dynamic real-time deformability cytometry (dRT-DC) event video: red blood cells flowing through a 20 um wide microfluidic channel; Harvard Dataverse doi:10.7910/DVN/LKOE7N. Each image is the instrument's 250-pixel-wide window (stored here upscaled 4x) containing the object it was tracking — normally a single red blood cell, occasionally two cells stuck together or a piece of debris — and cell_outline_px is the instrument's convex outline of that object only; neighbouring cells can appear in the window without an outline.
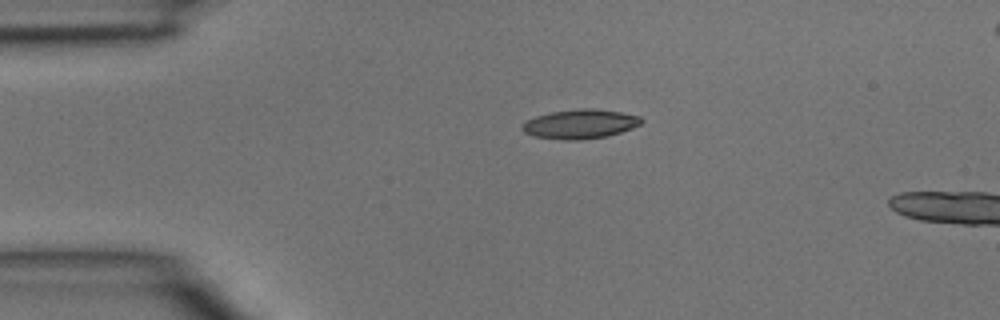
{"species": "common noctule bat (a hibernating species)", "species_latin": "Nyctalus noctula", "temperature_condition": "room temperature", "stored_images_in_passage": 4, "camera_frame_rate_fps": 3000, "um_per_image_px": 0.085, "animal": {"sex": "male", "body_mass_g": 15.6}, "frame": {"image": 1, "passage_image": 4, "time_ms": 1.0, "image_size_px": [1000, 320], "cell_outline_px": [[644, 120], [640, 124], [632, 128], [608, 136], [580, 140], [564, 140], [532, 136], [524, 132], [520, 128], [520, 124], [536, 116], [552, 112], [580, 108], [592, 108], [620, 112], [640, 116]], "centroid_in_image_um": [49.29, 10.55], "position_along_channel_um": 35.7, "area_um2": 20.4}}